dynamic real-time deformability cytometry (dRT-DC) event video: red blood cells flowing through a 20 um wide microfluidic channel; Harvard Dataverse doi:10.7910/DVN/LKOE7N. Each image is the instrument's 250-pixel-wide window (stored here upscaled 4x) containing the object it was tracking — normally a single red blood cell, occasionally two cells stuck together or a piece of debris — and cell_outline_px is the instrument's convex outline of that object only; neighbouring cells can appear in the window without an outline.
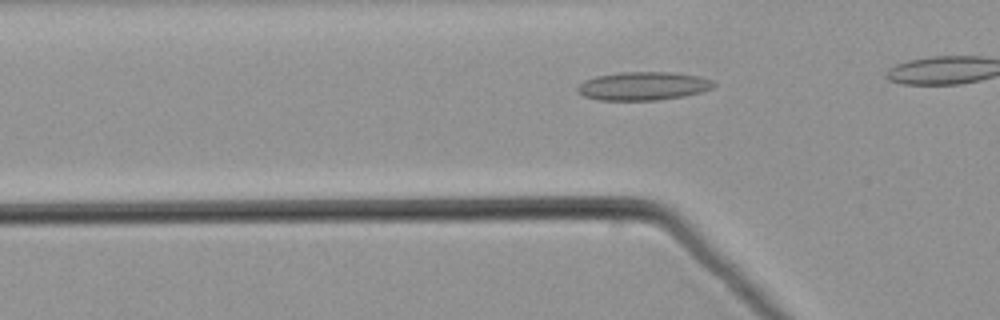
{"species": "common noctule bat (a hibernating species)", "species_latin": "Nyctalus noctula", "temperature_condition": "warm", "stored_images_in_passage": 29, "camera_frame_rate_fps": 3000, "um_per_image_px": 0.085, "animal": {"sex": "male", "body_mass_g": 21.5, "forearm_length_mm": 52.0}, "frame": {"image": 1, "passage_image": 11, "time_ms": 3.333, "image_size_px": [1000, 320], "cell_outline_px": [[716, 84], [712, 88], [700, 92], [684, 96], [656, 100], [600, 100], [584, 96], [576, 92], [576, 88], [584, 80], [596, 76], [620, 72], [672, 72], [700, 76], [712, 80]], "centroid_in_image_um": [54.66, 7.31], "position_along_channel_um": 71.1, "area_um2": 22.6}}
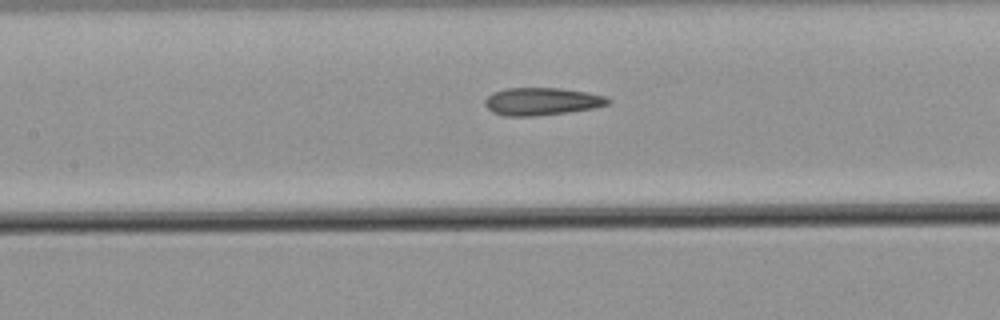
{"frame": {"image": 2, "passage_image": 18, "time_ms": 5.667, "image_size_px": [1000, 320], "cell_outline_px": [[612, 104], [596, 108], [568, 112], [536, 116], [504, 116], [492, 112], [484, 104], [484, 100], [492, 92], [504, 88], [560, 88], [588, 92], [608, 96], [612, 100]], "centroid_in_image_um": [46.1, 8.62], "position_along_channel_um": 161.3, "area_um2": 20.23}}
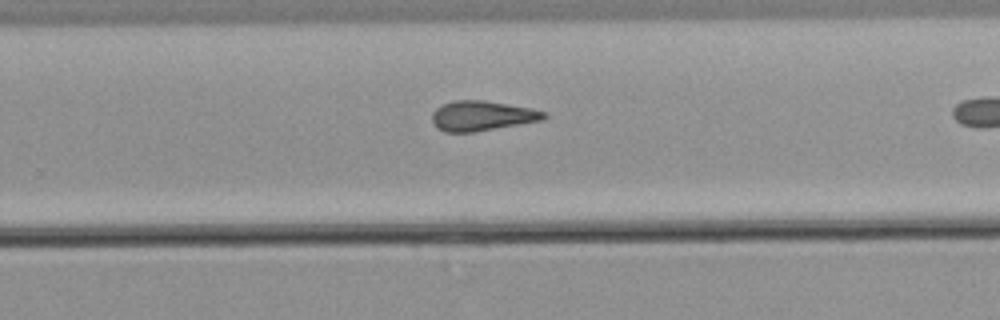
{"frame": {"image": 3, "passage_image": 28, "time_ms": 9.0, "image_size_px": [1000, 320], "cell_outline_px": [[548, 116], [544, 120], [476, 132], [444, 132], [436, 128], [432, 120], [432, 112], [436, 108], [452, 100], [484, 100], [532, 108], [544, 112]], "centroid_in_image_um": [40.97, 9.85], "position_along_channel_um": 288.8, "area_um2": 19.71}}